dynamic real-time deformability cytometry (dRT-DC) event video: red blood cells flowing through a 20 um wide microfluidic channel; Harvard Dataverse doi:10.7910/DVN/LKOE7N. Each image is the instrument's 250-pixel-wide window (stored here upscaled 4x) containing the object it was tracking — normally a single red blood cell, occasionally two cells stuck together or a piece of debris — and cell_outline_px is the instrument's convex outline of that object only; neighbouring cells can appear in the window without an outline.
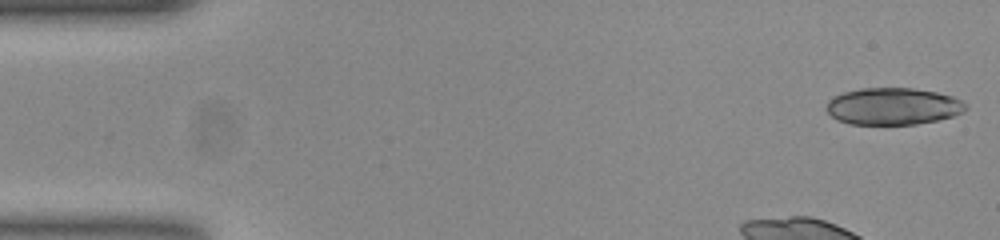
{"species": "common noctule bat (a hibernating species)", "species_latin": "Nyctalus noctula", "temperature_condition": "room temperature", "stored_images_in_passage": 43, "camera_frame_rate_fps": 3000, "um_per_image_px": 0.085, "animal": {"sex": "female", "body_mass_g": 23.0, "forearm_length_mm": 53.4}, "frame": {"image": 1, "passage_image": 1, "time_ms": 0.0, "image_size_px": [1000, 240], "cell_outline_px": [[968, 108], [964, 112], [952, 116], [936, 120], [916, 124], [848, 124], [836, 120], [824, 108], [828, 100], [832, 96], [844, 92], [860, 88], [912, 88], [936, 92], [952, 96], [968, 104]], "centroid_in_image_um": [75.88, 9.03], "position_along_channel_um": 9.1, "area_um2": 30.23}}